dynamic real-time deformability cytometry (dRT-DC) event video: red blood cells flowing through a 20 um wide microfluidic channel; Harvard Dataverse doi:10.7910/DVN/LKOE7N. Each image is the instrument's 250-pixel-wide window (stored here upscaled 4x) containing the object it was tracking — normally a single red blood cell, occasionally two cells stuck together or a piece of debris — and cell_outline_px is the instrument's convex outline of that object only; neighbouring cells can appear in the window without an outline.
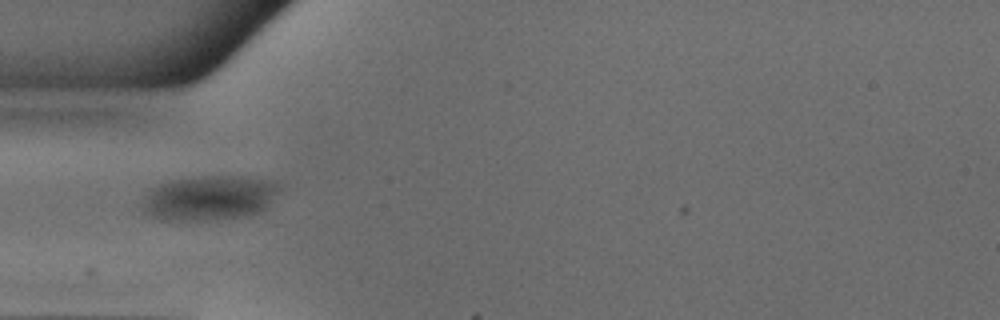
{"species": "common noctule bat (a hibernating species)", "species_latin": "Nyctalus noctula", "temperature_condition": "warm", "stored_images_in_passage": 36, "camera_frame_rate_fps": 3000, "um_per_image_px": 0.085, "animal": {"sex": "male", "body_mass_g": 18.8}, "frame": {"image": 1, "passage_image": 1, "time_ms": 0.0, "image_size_px": [1000, 320], "cell_outline_px": [[280, 188], [268, 204], [260, 212], [248, 216], [212, 220], [160, 220], [144, 212], [140, 208], [148, 192], [152, 188], [160, 184], [172, 180], [200, 176], [244, 176], [276, 180]], "centroid_in_image_um": [17.8, 16.82], "position_along_channel_um": 67.2, "area_um2": 35.95}}
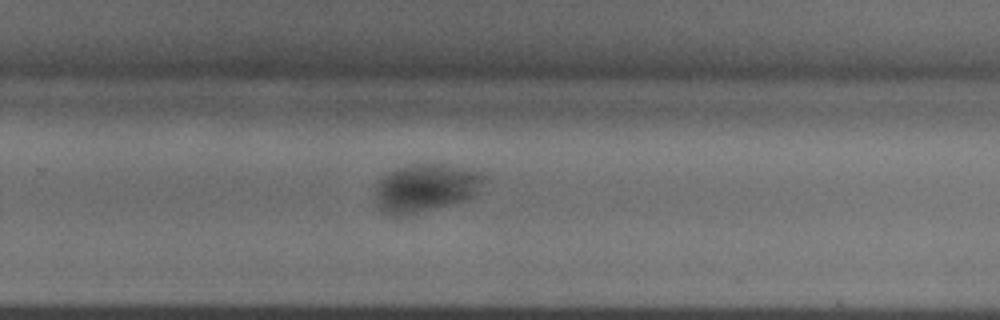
{"frame": {"image": 2, "passage_image": 18, "time_ms": 5.667, "image_size_px": [1000, 320], "cell_outline_px": [[488, 176], [476, 192], [472, 196], [464, 200], [400, 216], [392, 216], [380, 212], [376, 200], [376, 188], [380, 180], [384, 176], [396, 168], [408, 164], [440, 164], [480, 172]], "centroid_in_image_um": [36.14, 15.96], "position_along_channel_um": 293.7, "area_um2": 29.88}}
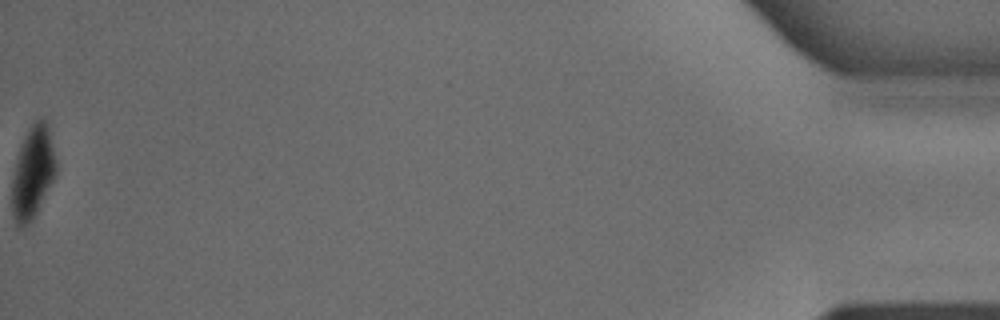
{"frame": {"image": 3, "passage_image": 36, "time_ms": 11.667, "image_size_px": [1000, 320], "cell_outline_px": [[56, 176], [32, 220], [24, 228], [20, 228], [16, 224], [12, 212], [12, 180], [16, 160], [20, 144], [28, 128], [36, 120], [44, 120], [48, 128], [56, 160]], "centroid_in_image_um": [2.77, 14.7], "position_along_channel_um": 432.4, "area_um2": 23.52}, "authors_computed_cell_mechanics": {"area_um2": 28.7266, "velocity_mm_per_s": 3.9858, "shape_relaxation_time_tau1_ms": 2.1754, "shape_relaxation_time_tau2_ms": 3.8835, "deformation_change_tau1": 0.0911, "deformation_change_tau2": 0.0435}}